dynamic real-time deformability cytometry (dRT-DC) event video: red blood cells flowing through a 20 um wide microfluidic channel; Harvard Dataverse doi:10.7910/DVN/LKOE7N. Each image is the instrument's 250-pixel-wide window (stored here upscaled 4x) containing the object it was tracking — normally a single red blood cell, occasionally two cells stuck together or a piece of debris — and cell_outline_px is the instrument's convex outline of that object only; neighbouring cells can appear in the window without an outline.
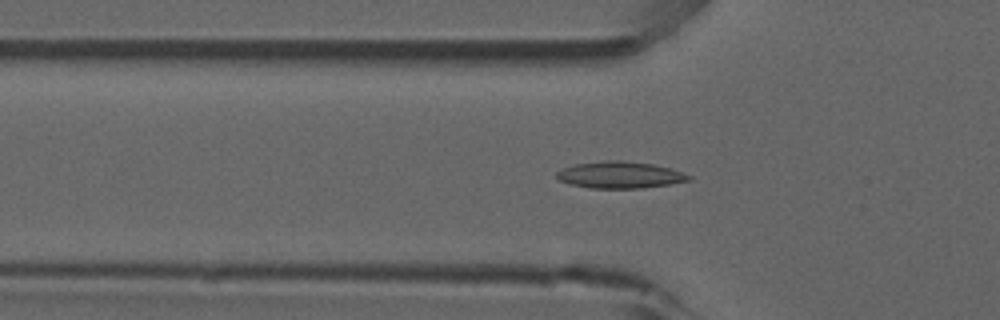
{"species": "common noctule bat (a hibernating species)", "species_latin": "Nyctalus noctula", "temperature_condition": "room temperature", "stored_images_in_passage": 48, "camera_frame_rate_fps": 3000, "um_per_image_px": 0.085, "animal": {"sex": "male", "forearm_length_mm": 52.5}, "frame": {"image": 1, "passage_image": 17, "time_ms": 5.333, "image_size_px": [1000, 320], "cell_outline_px": [[692, 180], [644, 188], [592, 188], [568, 184], [560, 180], [556, 176], [556, 172], [564, 168], [576, 164], [604, 160], [620, 160], [652, 164], [668, 168], [692, 176]], "centroid_in_image_um": [52.68, 14.87], "position_along_channel_um": 73.1, "area_um2": 20.4}}
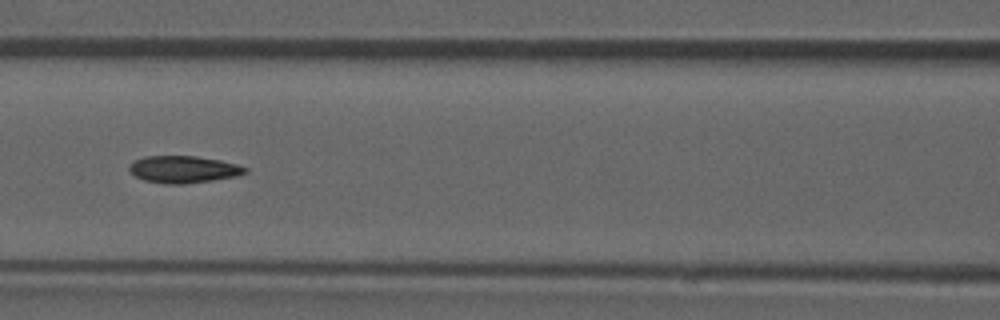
{"frame": {"image": 2, "passage_image": 23, "time_ms": 7.333, "image_size_px": [1000, 320], "cell_outline_px": [[248, 172], [236, 176], [212, 180], [184, 184], [164, 184], [144, 180], [136, 176], [128, 168], [128, 164], [144, 156], [196, 156], [220, 160], [236, 164], [248, 168]], "centroid_in_image_um": [15.59, 14.39], "position_along_channel_um": 151.0, "area_um2": 18.26}}
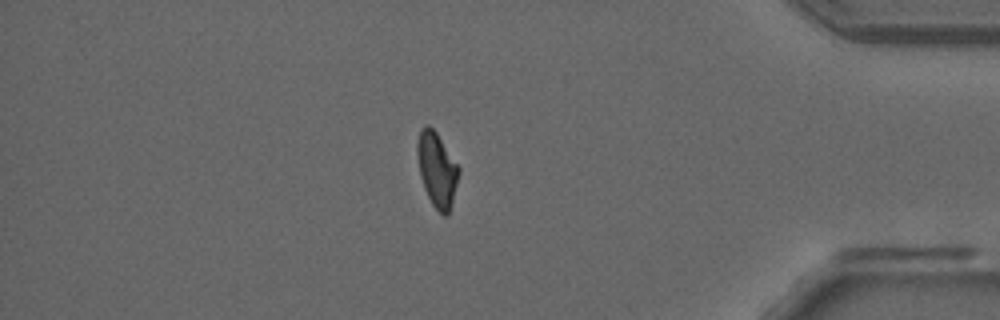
{"frame": {"image": 3, "passage_image": 45, "time_ms": 14.667, "image_size_px": [1000, 320], "cell_outline_px": [[460, 172], [448, 216], [444, 216], [432, 204], [424, 188], [420, 176], [416, 152], [416, 144], [420, 128], [424, 124], [428, 124], [436, 132], [460, 168]], "centroid_in_image_um": [37.12, 14.38], "position_along_channel_um": 398.1, "area_um2": 18.03}}